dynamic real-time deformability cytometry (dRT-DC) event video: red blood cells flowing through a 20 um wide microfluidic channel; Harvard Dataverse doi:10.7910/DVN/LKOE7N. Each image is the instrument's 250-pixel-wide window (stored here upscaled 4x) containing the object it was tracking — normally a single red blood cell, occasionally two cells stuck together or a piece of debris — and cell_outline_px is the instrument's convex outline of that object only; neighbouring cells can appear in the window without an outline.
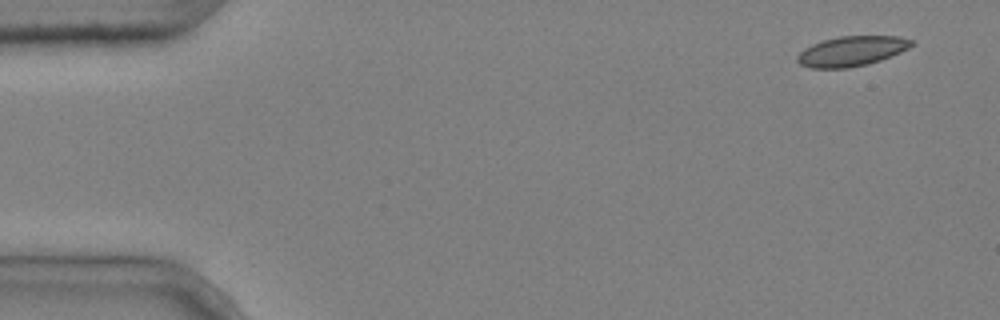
{"species": "common noctule bat (a hibernating species)", "species_latin": "Nyctalus noctula", "temperature_condition": "cold", "stored_images_in_passage": 5, "segment_of_instrument_passage": [2, 2], "camera_frame_rate_fps": 3000, "um_per_image_px": 0.085, "animal": {"sex": "male", "body_mass_g": 20.4}, "frame": {"image": 1, "passage_image": 5, "time_ms": 1.333, "image_size_px": [1000, 320], "cell_outline_px": [[912, 44], [908, 48], [900, 52], [880, 60], [868, 64], [848, 68], [812, 68], [800, 64], [796, 60], [796, 56], [804, 48], [812, 44], [824, 40], [840, 36], [900, 36], [912, 40]], "centroid_in_image_um": [72.36, 4.35], "position_along_channel_um": 12.6, "area_um2": 19.83}}